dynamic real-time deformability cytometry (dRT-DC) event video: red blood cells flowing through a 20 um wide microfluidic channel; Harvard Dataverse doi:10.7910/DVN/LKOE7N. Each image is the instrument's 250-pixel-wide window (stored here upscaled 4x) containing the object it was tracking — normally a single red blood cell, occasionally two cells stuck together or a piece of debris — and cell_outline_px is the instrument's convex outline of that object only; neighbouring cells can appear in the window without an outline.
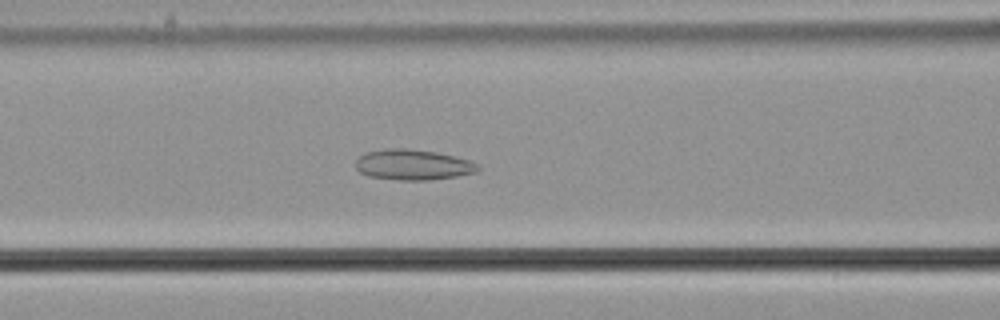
{"species": "common noctule bat (a hibernating species)", "species_latin": "Nyctalus noctula", "temperature_condition": "cold", "stored_images_in_passage": 56, "camera_frame_rate_fps": 3000, "um_per_image_px": 0.085, "animal": {"sex": "male", "body_mass_g": 21.5, "forearm_length_mm": 52.0}, "frame": {"image": 1, "passage_image": 24, "time_ms": 7.667, "image_size_px": [1000, 320], "cell_outline_px": [[480, 168], [476, 172], [456, 176], [428, 180], [400, 180], [368, 176], [360, 172], [356, 168], [356, 160], [364, 152], [388, 148], [404, 148], [436, 152], [468, 160], [480, 164]], "centroid_in_image_um": [35.08, 14.0], "position_along_channel_um": 131.5, "area_um2": 21.68}}
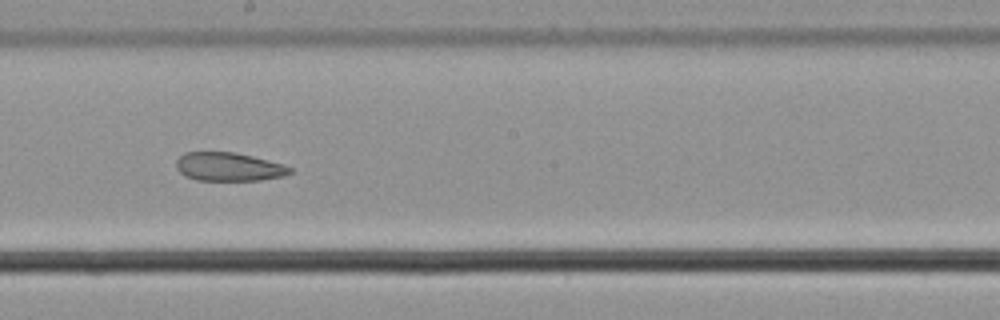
{"frame": {"image": 2, "passage_image": 32, "time_ms": 10.333, "image_size_px": [1000, 320], "cell_outline_px": [[292, 172], [284, 176], [260, 180], [196, 180], [184, 176], [176, 168], [176, 160], [184, 152], [232, 152], [252, 156], [284, 164], [292, 168]], "centroid_in_image_um": [19.43, 14.18], "position_along_channel_um": 228.8, "area_um2": 18.96}}
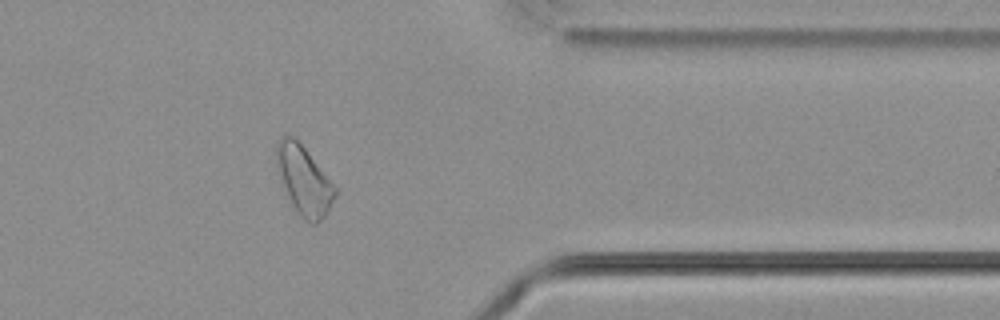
{"frame": {"image": 3, "passage_image": 46, "time_ms": 15.0, "image_size_px": [1000, 320], "cell_outline_px": [[336, 196], [324, 216], [316, 224], [312, 224], [304, 220], [292, 208], [280, 172], [276, 156], [276, 144], [280, 136], [284, 132], [292, 136], [304, 148], [336, 188]], "centroid_in_image_um": [25.83, 15.34], "position_along_channel_um": 385.6, "area_um2": 22.83}}